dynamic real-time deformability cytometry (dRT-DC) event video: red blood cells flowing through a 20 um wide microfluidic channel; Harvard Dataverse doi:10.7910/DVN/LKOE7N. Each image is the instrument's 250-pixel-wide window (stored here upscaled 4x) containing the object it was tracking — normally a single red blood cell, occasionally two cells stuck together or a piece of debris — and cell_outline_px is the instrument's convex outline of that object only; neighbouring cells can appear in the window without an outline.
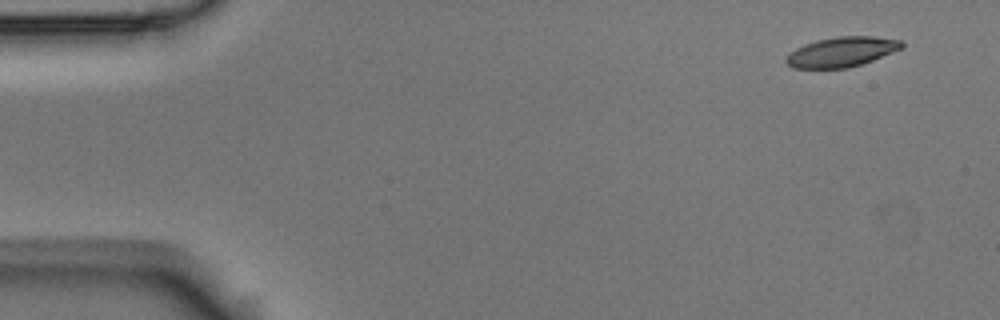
{"species": "Egyptian fruit bat (a non-hibernating species)", "species_latin": "Rousettus aegyptiacus", "temperature_condition": "room temperature", "stored_images_in_passage": 9, "camera_frame_rate_fps": 3000, "um_per_image_px": 0.085, "animal": {"sex": "male"}, "frame": {"image": 1, "passage_image": 1, "time_ms": 0.0, "image_size_px": [1000, 320], "cell_outline_px": [[904, 48], [872, 60], [860, 64], [844, 68], [792, 68], [784, 60], [796, 48], [804, 44], [816, 40], [836, 36], [872, 36], [900, 40], [904, 44]], "centroid_in_image_um": [71.55, 4.4], "position_along_channel_um": 13.4, "area_um2": 20.0}}
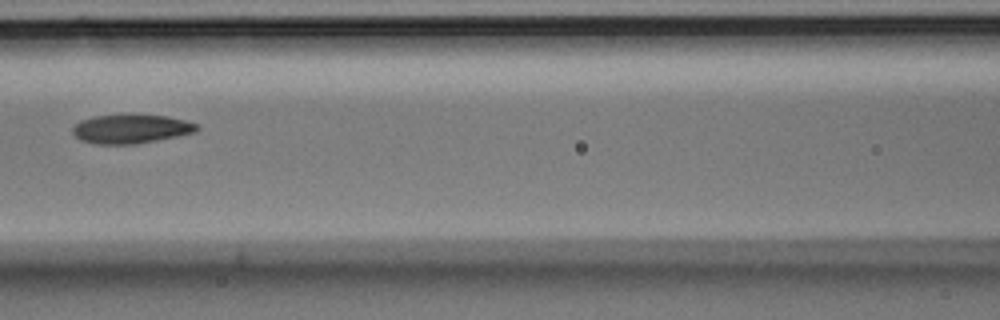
{"frame": {"image": 2, "passage_image": 7, "time_ms": 2.0, "image_size_px": [1000, 320], "cell_outline_px": [[200, 128], [196, 132], [136, 144], [96, 144], [80, 140], [72, 132], [72, 128], [80, 120], [92, 116], [168, 116], [200, 124]], "centroid_in_image_um": [11.14, 10.97], "position_along_channel_um": 155.5, "area_um2": 20.63}}
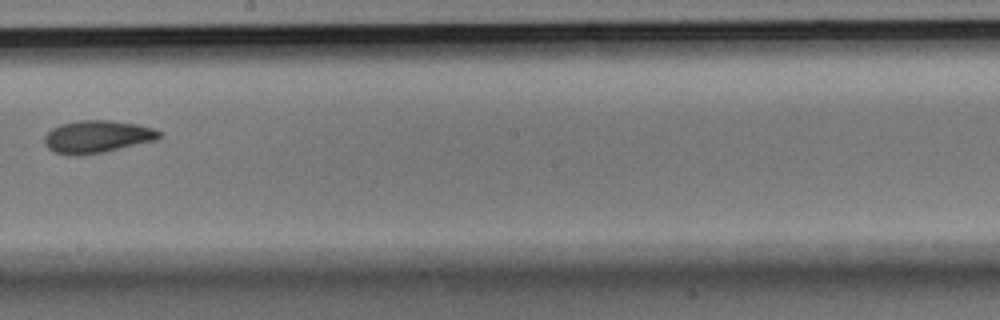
{"frame": {"image": 3, "passage_image": 9, "time_ms": 2.667, "image_size_px": [1000, 320], "cell_outline_px": [[164, 136], [156, 140], [104, 152], [80, 156], [72, 156], [56, 152], [48, 148], [44, 144], [44, 136], [52, 128], [60, 124], [80, 120], [112, 120], [136, 124], [152, 128], [164, 132]], "centroid_in_image_um": [8.28, 11.62], "position_along_channel_um": 239.9, "area_um2": 21.96}}